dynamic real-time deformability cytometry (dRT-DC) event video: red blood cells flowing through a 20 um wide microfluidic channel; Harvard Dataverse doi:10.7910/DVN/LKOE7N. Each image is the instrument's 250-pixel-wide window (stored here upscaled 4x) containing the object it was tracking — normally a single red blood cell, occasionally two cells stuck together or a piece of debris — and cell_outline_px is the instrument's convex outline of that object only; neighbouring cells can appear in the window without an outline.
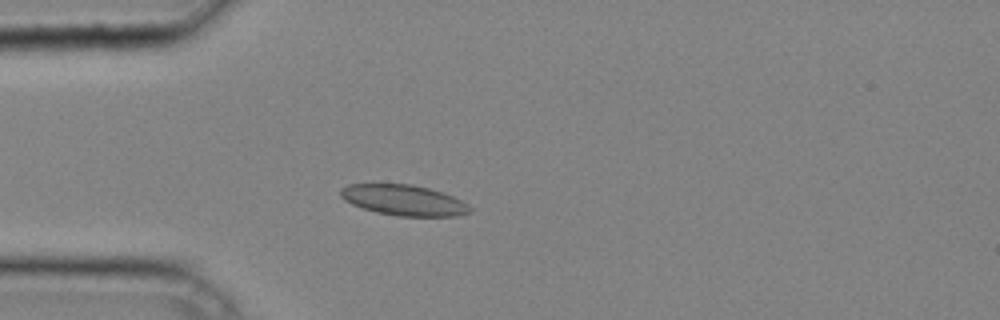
{"species": "common noctule bat (a hibernating species)", "species_latin": "Nyctalus noctula", "temperature_condition": "cold", "stored_images_in_passage": 30, "camera_frame_rate_fps": 3000, "um_per_image_px": 0.085, "animal": {"sex": "male", "body_mass_g": 20.4}, "frame": {"image": 1, "passage_image": 1, "time_ms": 0.0, "image_size_px": [1000, 320], "cell_outline_px": [[472, 212], [456, 216], [396, 216], [376, 212], [352, 204], [344, 200], [340, 196], [340, 188], [348, 184], [412, 184], [428, 188], [452, 196], [468, 204], [472, 208]], "centroid_in_image_um": [34.31, 17.02], "position_along_channel_um": 50.7, "area_um2": 23.06}}
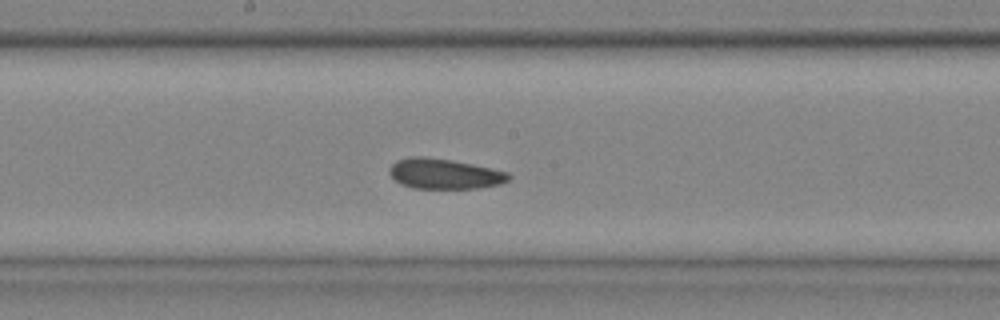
{"frame": {"image": 2, "passage_image": 12, "time_ms": 3.667, "image_size_px": [1000, 320], "cell_outline_px": [[512, 176], [508, 180], [500, 184], [476, 188], [412, 188], [400, 184], [388, 172], [388, 168], [396, 160], [412, 156], [424, 156], [452, 160], [492, 168], [508, 172]], "centroid_in_image_um": [37.75, 14.76], "position_along_channel_um": 210.4, "area_um2": 21.1}}
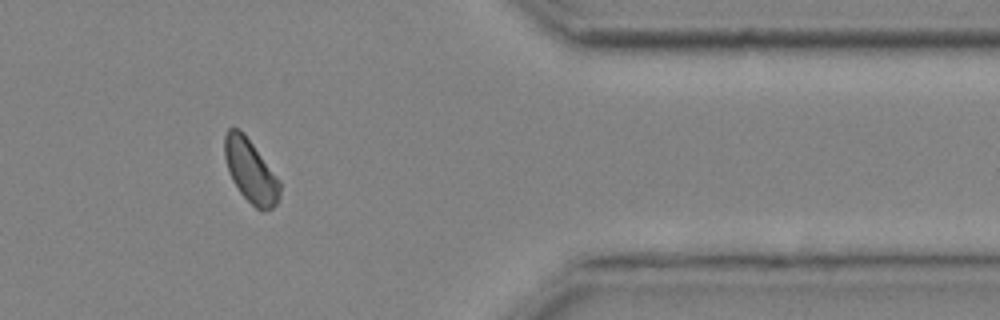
{"frame": {"image": 3, "passage_image": 25, "time_ms": 8.0, "image_size_px": [1000, 320], "cell_outline_px": [[280, 200], [272, 208], [256, 208], [240, 192], [232, 180], [224, 156], [224, 136], [228, 128], [240, 128], [244, 132], [280, 180]], "centroid_in_image_um": [21.3, 14.49], "position_along_channel_um": 390.1, "area_um2": 20.17}}